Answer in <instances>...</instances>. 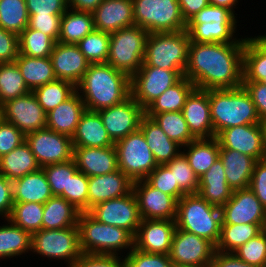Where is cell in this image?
<instances>
[{
	"mask_svg": "<svg viewBox=\"0 0 266 267\" xmlns=\"http://www.w3.org/2000/svg\"><path fill=\"white\" fill-rule=\"evenodd\" d=\"M244 45L190 41L184 76L202 90L241 87Z\"/></svg>",
	"mask_w": 266,
	"mask_h": 267,
	"instance_id": "cell-1",
	"label": "cell"
},
{
	"mask_svg": "<svg viewBox=\"0 0 266 267\" xmlns=\"http://www.w3.org/2000/svg\"><path fill=\"white\" fill-rule=\"evenodd\" d=\"M76 91L86 110L98 112L120 104L131 95V78L110 64H89Z\"/></svg>",
	"mask_w": 266,
	"mask_h": 267,
	"instance_id": "cell-2",
	"label": "cell"
},
{
	"mask_svg": "<svg viewBox=\"0 0 266 267\" xmlns=\"http://www.w3.org/2000/svg\"><path fill=\"white\" fill-rule=\"evenodd\" d=\"M214 137L221 131L245 124H262L250 94L243 86L208 89Z\"/></svg>",
	"mask_w": 266,
	"mask_h": 267,
	"instance_id": "cell-3",
	"label": "cell"
},
{
	"mask_svg": "<svg viewBox=\"0 0 266 267\" xmlns=\"http://www.w3.org/2000/svg\"><path fill=\"white\" fill-rule=\"evenodd\" d=\"M77 227L83 254L121 256L124 249H129L128 254L134 248V236L129 231L101 223L89 212L80 213Z\"/></svg>",
	"mask_w": 266,
	"mask_h": 267,
	"instance_id": "cell-4",
	"label": "cell"
},
{
	"mask_svg": "<svg viewBox=\"0 0 266 267\" xmlns=\"http://www.w3.org/2000/svg\"><path fill=\"white\" fill-rule=\"evenodd\" d=\"M176 227L218 244L221 208L209 204L199 193L183 195L177 201Z\"/></svg>",
	"mask_w": 266,
	"mask_h": 267,
	"instance_id": "cell-5",
	"label": "cell"
},
{
	"mask_svg": "<svg viewBox=\"0 0 266 267\" xmlns=\"http://www.w3.org/2000/svg\"><path fill=\"white\" fill-rule=\"evenodd\" d=\"M189 42L186 30L149 33L143 63L164 70H180L184 74L188 62Z\"/></svg>",
	"mask_w": 266,
	"mask_h": 267,
	"instance_id": "cell-6",
	"label": "cell"
},
{
	"mask_svg": "<svg viewBox=\"0 0 266 267\" xmlns=\"http://www.w3.org/2000/svg\"><path fill=\"white\" fill-rule=\"evenodd\" d=\"M148 35L145 29L137 25L125 27L110 34L106 63L131 78L143 64Z\"/></svg>",
	"mask_w": 266,
	"mask_h": 267,
	"instance_id": "cell-7",
	"label": "cell"
},
{
	"mask_svg": "<svg viewBox=\"0 0 266 267\" xmlns=\"http://www.w3.org/2000/svg\"><path fill=\"white\" fill-rule=\"evenodd\" d=\"M135 25L148 33L186 30L178 0H133Z\"/></svg>",
	"mask_w": 266,
	"mask_h": 267,
	"instance_id": "cell-8",
	"label": "cell"
},
{
	"mask_svg": "<svg viewBox=\"0 0 266 267\" xmlns=\"http://www.w3.org/2000/svg\"><path fill=\"white\" fill-rule=\"evenodd\" d=\"M31 252L48 260H64L67 267L72 265L83 254L79 242L77 226L63 229H41L32 234Z\"/></svg>",
	"mask_w": 266,
	"mask_h": 267,
	"instance_id": "cell-9",
	"label": "cell"
},
{
	"mask_svg": "<svg viewBox=\"0 0 266 267\" xmlns=\"http://www.w3.org/2000/svg\"><path fill=\"white\" fill-rule=\"evenodd\" d=\"M114 147L118 169L133 182L145 180L158 166L140 129L117 141Z\"/></svg>",
	"mask_w": 266,
	"mask_h": 267,
	"instance_id": "cell-10",
	"label": "cell"
},
{
	"mask_svg": "<svg viewBox=\"0 0 266 267\" xmlns=\"http://www.w3.org/2000/svg\"><path fill=\"white\" fill-rule=\"evenodd\" d=\"M183 76L180 70H164L143 63L131 77V96L145 110Z\"/></svg>",
	"mask_w": 266,
	"mask_h": 267,
	"instance_id": "cell-11",
	"label": "cell"
},
{
	"mask_svg": "<svg viewBox=\"0 0 266 267\" xmlns=\"http://www.w3.org/2000/svg\"><path fill=\"white\" fill-rule=\"evenodd\" d=\"M216 246L209 240L176 228L169 258L175 267L211 265Z\"/></svg>",
	"mask_w": 266,
	"mask_h": 267,
	"instance_id": "cell-12",
	"label": "cell"
},
{
	"mask_svg": "<svg viewBox=\"0 0 266 267\" xmlns=\"http://www.w3.org/2000/svg\"><path fill=\"white\" fill-rule=\"evenodd\" d=\"M25 141L41 168L73 159L72 139L67 135L44 128L26 134Z\"/></svg>",
	"mask_w": 266,
	"mask_h": 267,
	"instance_id": "cell-13",
	"label": "cell"
},
{
	"mask_svg": "<svg viewBox=\"0 0 266 267\" xmlns=\"http://www.w3.org/2000/svg\"><path fill=\"white\" fill-rule=\"evenodd\" d=\"M88 212L99 222L123 228L133 236L141 222L133 191L123 197L100 202Z\"/></svg>",
	"mask_w": 266,
	"mask_h": 267,
	"instance_id": "cell-14",
	"label": "cell"
},
{
	"mask_svg": "<svg viewBox=\"0 0 266 267\" xmlns=\"http://www.w3.org/2000/svg\"><path fill=\"white\" fill-rule=\"evenodd\" d=\"M114 143L140 129L145 110L130 95L120 104L98 111Z\"/></svg>",
	"mask_w": 266,
	"mask_h": 267,
	"instance_id": "cell-15",
	"label": "cell"
},
{
	"mask_svg": "<svg viewBox=\"0 0 266 267\" xmlns=\"http://www.w3.org/2000/svg\"><path fill=\"white\" fill-rule=\"evenodd\" d=\"M216 138L220 148L237 150L256 160L266 158L265 128L263 124H245L221 131Z\"/></svg>",
	"mask_w": 266,
	"mask_h": 267,
	"instance_id": "cell-16",
	"label": "cell"
},
{
	"mask_svg": "<svg viewBox=\"0 0 266 267\" xmlns=\"http://www.w3.org/2000/svg\"><path fill=\"white\" fill-rule=\"evenodd\" d=\"M3 105V119L14 124L24 135L46 128L47 113L32 91Z\"/></svg>",
	"mask_w": 266,
	"mask_h": 267,
	"instance_id": "cell-17",
	"label": "cell"
},
{
	"mask_svg": "<svg viewBox=\"0 0 266 267\" xmlns=\"http://www.w3.org/2000/svg\"><path fill=\"white\" fill-rule=\"evenodd\" d=\"M141 219L176 220L177 200L152 187L146 180L133 182Z\"/></svg>",
	"mask_w": 266,
	"mask_h": 267,
	"instance_id": "cell-18",
	"label": "cell"
},
{
	"mask_svg": "<svg viewBox=\"0 0 266 267\" xmlns=\"http://www.w3.org/2000/svg\"><path fill=\"white\" fill-rule=\"evenodd\" d=\"M222 224H265L266 208L255 194L247 189L235 190L221 207Z\"/></svg>",
	"mask_w": 266,
	"mask_h": 267,
	"instance_id": "cell-19",
	"label": "cell"
},
{
	"mask_svg": "<svg viewBox=\"0 0 266 267\" xmlns=\"http://www.w3.org/2000/svg\"><path fill=\"white\" fill-rule=\"evenodd\" d=\"M176 228L175 220L141 219L134 236V248L169 255Z\"/></svg>",
	"mask_w": 266,
	"mask_h": 267,
	"instance_id": "cell-20",
	"label": "cell"
},
{
	"mask_svg": "<svg viewBox=\"0 0 266 267\" xmlns=\"http://www.w3.org/2000/svg\"><path fill=\"white\" fill-rule=\"evenodd\" d=\"M182 114L195 139L214 138L208 90L195 88L187 97Z\"/></svg>",
	"mask_w": 266,
	"mask_h": 267,
	"instance_id": "cell-21",
	"label": "cell"
},
{
	"mask_svg": "<svg viewBox=\"0 0 266 267\" xmlns=\"http://www.w3.org/2000/svg\"><path fill=\"white\" fill-rule=\"evenodd\" d=\"M50 58L56 78L69 81L75 86L80 82L90 64L77 44L56 42Z\"/></svg>",
	"mask_w": 266,
	"mask_h": 267,
	"instance_id": "cell-22",
	"label": "cell"
},
{
	"mask_svg": "<svg viewBox=\"0 0 266 267\" xmlns=\"http://www.w3.org/2000/svg\"><path fill=\"white\" fill-rule=\"evenodd\" d=\"M133 181L120 169L88 177V211L96 204L129 194Z\"/></svg>",
	"mask_w": 266,
	"mask_h": 267,
	"instance_id": "cell-23",
	"label": "cell"
},
{
	"mask_svg": "<svg viewBox=\"0 0 266 267\" xmlns=\"http://www.w3.org/2000/svg\"><path fill=\"white\" fill-rule=\"evenodd\" d=\"M92 13L95 29L105 33L135 25L133 0H103Z\"/></svg>",
	"mask_w": 266,
	"mask_h": 267,
	"instance_id": "cell-24",
	"label": "cell"
},
{
	"mask_svg": "<svg viewBox=\"0 0 266 267\" xmlns=\"http://www.w3.org/2000/svg\"><path fill=\"white\" fill-rule=\"evenodd\" d=\"M73 159L78 171L87 177L108 174L118 169L114 146L73 147Z\"/></svg>",
	"mask_w": 266,
	"mask_h": 267,
	"instance_id": "cell-25",
	"label": "cell"
},
{
	"mask_svg": "<svg viewBox=\"0 0 266 267\" xmlns=\"http://www.w3.org/2000/svg\"><path fill=\"white\" fill-rule=\"evenodd\" d=\"M219 158L224 166L229 187L235 191L247 189L250 185L256 159L237 150L220 148Z\"/></svg>",
	"mask_w": 266,
	"mask_h": 267,
	"instance_id": "cell-26",
	"label": "cell"
},
{
	"mask_svg": "<svg viewBox=\"0 0 266 267\" xmlns=\"http://www.w3.org/2000/svg\"><path fill=\"white\" fill-rule=\"evenodd\" d=\"M73 147H110L114 142L98 112L85 110L72 136Z\"/></svg>",
	"mask_w": 266,
	"mask_h": 267,
	"instance_id": "cell-27",
	"label": "cell"
},
{
	"mask_svg": "<svg viewBox=\"0 0 266 267\" xmlns=\"http://www.w3.org/2000/svg\"><path fill=\"white\" fill-rule=\"evenodd\" d=\"M86 107L76 91L70 98L47 113L46 128L72 138Z\"/></svg>",
	"mask_w": 266,
	"mask_h": 267,
	"instance_id": "cell-28",
	"label": "cell"
},
{
	"mask_svg": "<svg viewBox=\"0 0 266 267\" xmlns=\"http://www.w3.org/2000/svg\"><path fill=\"white\" fill-rule=\"evenodd\" d=\"M209 204L221 208L231 198L233 190L229 187L224 166L218 157L214 164L199 177L198 192Z\"/></svg>",
	"mask_w": 266,
	"mask_h": 267,
	"instance_id": "cell-29",
	"label": "cell"
},
{
	"mask_svg": "<svg viewBox=\"0 0 266 267\" xmlns=\"http://www.w3.org/2000/svg\"><path fill=\"white\" fill-rule=\"evenodd\" d=\"M140 130L158 165L170 162L182 152V146L171 140L151 117L143 116Z\"/></svg>",
	"mask_w": 266,
	"mask_h": 267,
	"instance_id": "cell-30",
	"label": "cell"
},
{
	"mask_svg": "<svg viewBox=\"0 0 266 267\" xmlns=\"http://www.w3.org/2000/svg\"><path fill=\"white\" fill-rule=\"evenodd\" d=\"M13 202L44 204L53 196L42 168L12 181Z\"/></svg>",
	"mask_w": 266,
	"mask_h": 267,
	"instance_id": "cell-31",
	"label": "cell"
},
{
	"mask_svg": "<svg viewBox=\"0 0 266 267\" xmlns=\"http://www.w3.org/2000/svg\"><path fill=\"white\" fill-rule=\"evenodd\" d=\"M237 23H187L191 42L197 43H245V37L237 38Z\"/></svg>",
	"mask_w": 266,
	"mask_h": 267,
	"instance_id": "cell-32",
	"label": "cell"
},
{
	"mask_svg": "<svg viewBox=\"0 0 266 267\" xmlns=\"http://www.w3.org/2000/svg\"><path fill=\"white\" fill-rule=\"evenodd\" d=\"M79 211L61 196H52L44 203L42 229H63L77 226Z\"/></svg>",
	"mask_w": 266,
	"mask_h": 267,
	"instance_id": "cell-33",
	"label": "cell"
},
{
	"mask_svg": "<svg viewBox=\"0 0 266 267\" xmlns=\"http://www.w3.org/2000/svg\"><path fill=\"white\" fill-rule=\"evenodd\" d=\"M40 168L26 141L17 146L13 151L0 157V174L10 181L36 172Z\"/></svg>",
	"mask_w": 266,
	"mask_h": 267,
	"instance_id": "cell-34",
	"label": "cell"
},
{
	"mask_svg": "<svg viewBox=\"0 0 266 267\" xmlns=\"http://www.w3.org/2000/svg\"><path fill=\"white\" fill-rule=\"evenodd\" d=\"M190 167L198 178L214 164L219 157L220 144L216 137L211 139H195L182 147Z\"/></svg>",
	"mask_w": 266,
	"mask_h": 267,
	"instance_id": "cell-35",
	"label": "cell"
},
{
	"mask_svg": "<svg viewBox=\"0 0 266 267\" xmlns=\"http://www.w3.org/2000/svg\"><path fill=\"white\" fill-rule=\"evenodd\" d=\"M95 29L92 12L68 8L62 15L58 42L77 44Z\"/></svg>",
	"mask_w": 266,
	"mask_h": 267,
	"instance_id": "cell-36",
	"label": "cell"
},
{
	"mask_svg": "<svg viewBox=\"0 0 266 267\" xmlns=\"http://www.w3.org/2000/svg\"><path fill=\"white\" fill-rule=\"evenodd\" d=\"M14 62L30 91L57 79L50 57L33 58L19 54Z\"/></svg>",
	"mask_w": 266,
	"mask_h": 267,
	"instance_id": "cell-37",
	"label": "cell"
},
{
	"mask_svg": "<svg viewBox=\"0 0 266 267\" xmlns=\"http://www.w3.org/2000/svg\"><path fill=\"white\" fill-rule=\"evenodd\" d=\"M195 88V85L183 76L145 109V115L152 118L163 112L182 111L187 97Z\"/></svg>",
	"mask_w": 266,
	"mask_h": 267,
	"instance_id": "cell-38",
	"label": "cell"
},
{
	"mask_svg": "<svg viewBox=\"0 0 266 267\" xmlns=\"http://www.w3.org/2000/svg\"><path fill=\"white\" fill-rule=\"evenodd\" d=\"M7 224L0 226V259H8L31 253L32 235L5 219ZM9 224V225H8Z\"/></svg>",
	"mask_w": 266,
	"mask_h": 267,
	"instance_id": "cell-39",
	"label": "cell"
},
{
	"mask_svg": "<svg viewBox=\"0 0 266 267\" xmlns=\"http://www.w3.org/2000/svg\"><path fill=\"white\" fill-rule=\"evenodd\" d=\"M265 224H221V235L216 251L233 252L264 230Z\"/></svg>",
	"mask_w": 266,
	"mask_h": 267,
	"instance_id": "cell-40",
	"label": "cell"
},
{
	"mask_svg": "<svg viewBox=\"0 0 266 267\" xmlns=\"http://www.w3.org/2000/svg\"><path fill=\"white\" fill-rule=\"evenodd\" d=\"M32 92L37 98L38 104L46 113H49L70 98L76 92V86L69 81L56 79L34 89Z\"/></svg>",
	"mask_w": 266,
	"mask_h": 267,
	"instance_id": "cell-41",
	"label": "cell"
},
{
	"mask_svg": "<svg viewBox=\"0 0 266 267\" xmlns=\"http://www.w3.org/2000/svg\"><path fill=\"white\" fill-rule=\"evenodd\" d=\"M19 54L42 58L50 57L55 41L48 35L42 32L26 27L18 35Z\"/></svg>",
	"mask_w": 266,
	"mask_h": 267,
	"instance_id": "cell-42",
	"label": "cell"
},
{
	"mask_svg": "<svg viewBox=\"0 0 266 267\" xmlns=\"http://www.w3.org/2000/svg\"><path fill=\"white\" fill-rule=\"evenodd\" d=\"M43 210L44 204L14 202L8 220L32 235L42 229Z\"/></svg>",
	"mask_w": 266,
	"mask_h": 267,
	"instance_id": "cell-43",
	"label": "cell"
},
{
	"mask_svg": "<svg viewBox=\"0 0 266 267\" xmlns=\"http://www.w3.org/2000/svg\"><path fill=\"white\" fill-rule=\"evenodd\" d=\"M29 92L16 63H0V104Z\"/></svg>",
	"mask_w": 266,
	"mask_h": 267,
	"instance_id": "cell-44",
	"label": "cell"
},
{
	"mask_svg": "<svg viewBox=\"0 0 266 267\" xmlns=\"http://www.w3.org/2000/svg\"><path fill=\"white\" fill-rule=\"evenodd\" d=\"M152 119L171 140L182 147L195 140L188 129L182 111L155 114Z\"/></svg>",
	"mask_w": 266,
	"mask_h": 267,
	"instance_id": "cell-45",
	"label": "cell"
},
{
	"mask_svg": "<svg viewBox=\"0 0 266 267\" xmlns=\"http://www.w3.org/2000/svg\"><path fill=\"white\" fill-rule=\"evenodd\" d=\"M29 14L25 0H0V27L19 35L28 27Z\"/></svg>",
	"mask_w": 266,
	"mask_h": 267,
	"instance_id": "cell-46",
	"label": "cell"
},
{
	"mask_svg": "<svg viewBox=\"0 0 266 267\" xmlns=\"http://www.w3.org/2000/svg\"><path fill=\"white\" fill-rule=\"evenodd\" d=\"M266 74V51H264L251 37H245L243 51V81L262 80Z\"/></svg>",
	"mask_w": 266,
	"mask_h": 267,
	"instance_id": "cell-47",
	"label": "cell"
},
{
	"mask_svg": "<svg viewBox=\"0 0 266 267\" xmlns=\"http://www.w3.org/2000/svg\"><path fill=\"white\" fill-rule=\"evenodd\" d=\"M90 64L106 63L109 53L110 34L94 29L77 43Z\"/></svg>",
	"mask_w": 266,
	"mask_h": 267,
	"instance_id": "cell-48",
	"label": "cell"
},
{
	"mask_svg": "<svg viewBox=\"0 0 266 267\" xmlns=\"http://www.w3.org/2000/svg\"><path fill=\"white\" fill-rule=\"evenodd\" d=\"M166 165L173 171L175 183H178L179 188L186 195L198 192L199 178L182 152Z\"/></svg>",
	"mask_w": 266,
	"mask_h": 267,
	"instance_id": "cell-49",
	"label": "cell"
},
{
	"mask_svg": "<svg viewBox=\"0 0 266 267\" xmlns=\"http://www.w3.org/2000/svg\"><path fill=\"white\" fill-rule=\"evenodd\" d=\"M42 169L54 196H60L63 191H67L69 179L78 171L74 159L63 163L49 164Z\"/></svg>",
	"mask_w": 266,
	"mask_h": 267,
	"instance_id": "cell-50",
	"label": "cell"
},
{
	"mask_svg": "<svg viewBox=\"0 0 266 267\" xmlns=\"http://www.w3.org/2000/svg\"><path fill=\"white\" fill-rule=\"evenodd\" d=\"M233 253L246 263L266 267V230L239 246Z\"/></svg>",
	"mask_w": 266,
	"mask_h": 267,
	"instance_id": "cell-51",
	"label": "cell"
},
{
	"mask_svg": "<svg viewBox=\"0 0 266 267\" xmlns=\"http://www.w3.org/2000/svg\"><path fill=\"white\" fill-rule=\"evenodd\" d=\"M79 211L88 212V177L81 171H77L67 184V191L60 195Z\"/></svg>",
	"mask_w": 266,
	"mask_h": 267,
	"instance_id": "cell-52",
	"label": "cell"
},
{
	"mask_svg": "<svg viewBox=\"0 0 266 267\" xmlns=\"http://www.w3.org/2000/svg\"><path fill=\"white\" fill-rule=\"evenodd\" d=\"M152 187L173 196L177 201L186 195L175 183L173 171L166 164H159L145 179Z\"/></svg>",
	"mask_w": 266,
	"mask_h": 267,
	"instance_id": "cell-53",
	"label": "cell"
},
{
	"mask_svg": "<svg viewBox=\"0 0 266 267\" xmlns=\"http://www.w3.org/2000/svg\"><path fill=\"white\" fill-rule=\"evenodd\" d=\"M125 255L126 267H175L166 254L145 253L133 248Z\"/></svg>",
	"mask_w": 266,
	"mask_h": 267,
	"instance_id": "cell-54",
	"label": "cell"
},
{
	"mask_svg": "<svg viewBox=\"0 0 266 267\" xmlns=\"http://www.w3.org/2000/svg\"><path fill=\"white\" fill-rule=\"evenodd\" d=\"M62 15L63 14H29L28 27L38 30L50 36L55 42H58Z\"/></svg>",
	"mask_w": 266,
	"mask_h": 267,
	"instance_id": "cell-55",
	"label": "cell"
},
{
	"mask_svg": "<svg viewBox=\"0 0 266 267\" xmlns=\"http://www.w3.org/2000/svg\"><path fill=\"white\" fill-rule=\"evenodd\" d=\"M237 16L233 14L230 10L214 6L207 5L195 16H193L187 23H237Z\"/></svg>",
	"mask_w": 266,
	"mask_h": 267,
	"instance_id": "cell-56",
	"label": "cell"
},
{
	"mask_svg": "<svg viewBox=\"0 0 266 267\" xmlns=\"http://www.w3.org/2000/svg\"><path fill=\"white\" fill-rule=\"evenodd\" d=\"M25 141V135L12 123L0 122V157L13 151Z\"/></svg>",
	"mask_w": 266,
	"mask_h": 267,
	"instance_id": "cell-57",
	"label": "cell"
},
{
	"mask_svg": "<svg viewBox=\"0 0 266 267\" xmlns=\"http://www.w3.org/2000/svg\"><path fill=\"white\" fill-rule=\"evenodd\" d=\"M124 256L82 254L72 267H126Z\"/></svg>",
	"mask_w": 266,
	"mask_h": 267,
	"instance_id": "cell-58",
	"label": "cell"
},
{
	"mask_svg": "<svg viewBox=\"0 0 266 267\" xmlns=\"http://www.w3.org/2000/svg\"><path fill=\"white\" fill-rule=\"evenodd\" d=\"M28 14H64L68 9L66 0H25Z\"/></svg>",
	"mask_w": 266,
	"mask_h": 267,
	"instance_id": "cell-59",
	"label": "cell"
},
{
	"mask_svg": "<svg viewBox=\"0 0 266 267\" xmlns=\"http://www.w3.org/2000/svg\"><path fill=\"white\" fill-rule=\"evenodd\" d=\"M18 55V35L0 27V63L14 62Z\"/></svg>",
	"mask_w": 266,
	"mask_h": 267,
	"instance_id": "cell-60",
	"label": "cell"
},
{
	"mask_svg": "<svg viewBox=\"0 0 266 267\" xmlns=\"http://www.w3.org/2000/svg\"><path fill=\"white\" fill-rule=\"evenodd\" d=\"M249 188L266 208V158L256 161Z\"/></svg>",
	"mask_w": 266,
	"mask_h": 267,
	"instance_id": "cell-61",
	"label": "cell"
},
{
	"mask_svg": "<svg viewBox=\"0 0 266 267\" xmlns=\"http://www.w3.org/2000/svg\"><path fill=\"white\" fill-rule=\"evenodd\" d=\"M242 86L250 94L261 123H266V85L256 81H243Z\"/></svg>",
	"mask_w": 266,
	"mask_h": 267,
	"instance_id": "cell-62",
	"label": "cell"
},
{
	"mask_svg": "<svg viewBox=\"0 0 266 267\" xmlns=\"http://www.w3.org/2000/svg\"><path fill=\"white\" fill-rule=\"evenodd\" d=\"M13 203L12 181L0 174V218L2 220L8 219Z\"/></svg>",
	"mask_w": 266,
	"mask_h": 267,
	"instance_id": "cell-63",
	"label": "cell"
},
{
	"mask_svg": "<svg viewBox=\"0 0 266 267\" xmlns=\"http://www.w3.org/2000/svg\"><path fill=\"white\" fill-rule=\"evenodd\" d=\"M212 267H258L242 261L233 252L215 251L211 261Z\"/></svg>",
	"mask_w": 266,
	"mask_h": 267,
	"instance_id": "cell-64",
	"label": "cell"
},
{
	"mask_svg": "<svg viewBox=\"0 0 266 267\" xmlns=\"http://www.w3.org/2000/svg\"><path fill=\"white\" fill-rule=\"evenodd\" d=\"M178 2L186 23L208 5V0H178Z\"/></svg>",
	"mask_w": 266,
	"mask_h": 267,
	"instance_id": "cell-65",
	"label": "cell"
},
{
	"mask_svg": "<svg viewBox=\"0 0 266 267\" xmlns=\"http://www.w3.org/2000/svg\"><path fill=\"white\" fill-rule=\"evenodd\" d=\"M68 8L78 10L93 12L103 0H66Z\"/></svg>",
	"mask_w": 266,
	"mask_h": 267,
	"instance_id": "cell-66",
	"label": "cell"
},
{
	"mask_svg": "<svg viewBox=\"0 0 266 267\" xmlns=\"http://www.w3.org/2000/svg\"><path fill=\"white\" fill-rule=\"evenodd\" d=\"M238 0H208L209 5L219 6L230 10L233 14L235 13L236 5Z\"/></svg>",
	"mask_w": 266,
	"mask_h": 267,
	"instance_id": "cell-67",
	"label": "cell"
},
{
	"mask_svg": "<svg viewBox=\"0 0 266 267\" xmlns=\"http://www.w3.org/2000/svg\"><path fill=\"white\" fill-rule=\"evenodd\" d=\"M251 38L264 50L266 51V33L264 35L251 36Z\"/></svg>",
	"mask_w": 266,
	"mask_h": 267,
	"instance_id": "cell-68",
	"label": "cell"
},
{
	"mask_svg": "<svg viewBox=\"0 0 266 267\" xmlns=\"http://www.w3.org/2000/svg\"><path fill=\"white\" fill-rule=\"evenodd\" d=\"M3 120V105L0 104V122Z\"/></svg>",
	"mask_w": 266,
	"mask_h": 267,
	"instance_id": "cell-69",
	"label": "cell"
},
{
	"mask_svg": "<svg viewBox=\"0 0 266 267\" xmlns=\"http://www.w3.org/2000/svg\"><path fill=\"white\" fill-rule=\"evenodd\" d=\"M259 82L266 85V74H262V80Z\"/></svg>",
	"mask_w": 266,
	"mask_h": 267,
	"instance_id": "cell-70",
	"label": "cell"
},
{
	"mask_svg": "<svg viewBox=\"0 0 266 267\" xmlns=\"http://www.w3.org/2000/svg\"><path fill=\"white\" fill-rule=\"evenodd\" d=\"M265 128V142H266V123L263 124Z\"/></svg>",
	"mask_w": 266,
	"mask_h": 267,
	"instance_id": "cell-71",
	"label": "cell"
}]
</instances>
